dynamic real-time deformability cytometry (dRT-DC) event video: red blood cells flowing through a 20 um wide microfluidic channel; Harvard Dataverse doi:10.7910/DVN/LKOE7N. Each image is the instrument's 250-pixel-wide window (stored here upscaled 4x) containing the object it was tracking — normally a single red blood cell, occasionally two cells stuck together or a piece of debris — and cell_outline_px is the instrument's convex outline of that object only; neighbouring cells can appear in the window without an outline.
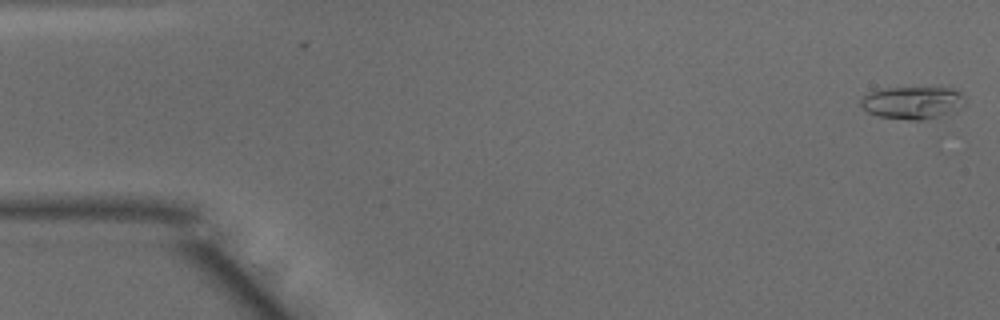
{"species": "common noctule bat (a hibernating species)", "species_latin": "Nyctalus noctula", "temperature_condition": "warm", "stored_images_in_passage": 6, "camera_frame_rate_fps": 3000, "um_per_image_px": 0.085, "animal": {"sex": "male", "body_mass_g": 15.6}, "frame": {"image": 1, "passage_image": 1, "time_ms": 0.0, "image_size_px": [1000, 320], "cell_outline_px": [[964, 104], [956, 112], [924, 120], [912, 120], [880, 116], [868, 112], [860, 104], [860, 100], [864, 96], [872, 92], [884, 88], [952, 88], [960, 92], [964, 96]], "centroid_in_image_um": [77.61, 8.73], "position_along_channel_um": 7.4, "area_um2": 19.65}}